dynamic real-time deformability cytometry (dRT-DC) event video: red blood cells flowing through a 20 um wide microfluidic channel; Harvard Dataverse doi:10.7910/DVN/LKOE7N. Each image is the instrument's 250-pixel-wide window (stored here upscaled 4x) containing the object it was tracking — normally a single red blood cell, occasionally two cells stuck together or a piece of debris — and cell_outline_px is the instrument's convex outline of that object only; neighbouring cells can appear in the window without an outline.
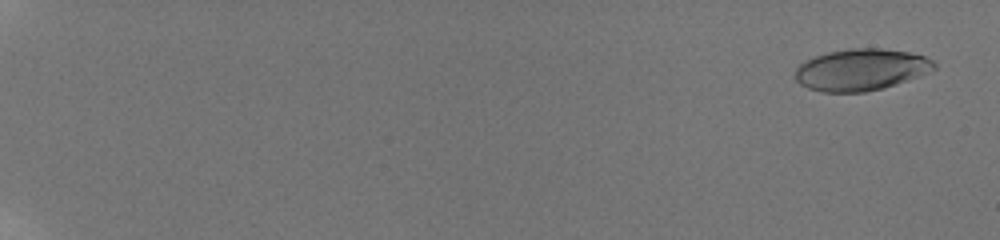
{"species": "human", "species_latin": "Homo sapiens", "temperature_condition": "room temperature", "stored_images_in_passage": 59, "camera_frame_rate_fps": 3000, "um_per_image_px": 0.085, "donor": {"sex": "male"}, "frame": {"image": 1, "passage_image": 3, "time_ms": 0.667, "image_size_px": [1000, 240], "cell_outline_px": [[936, 68], [896, 84], [884, 88], [864, 92], [824, 92], [808, 88], [800, 84], [796, 80], [796, 68], [804, 60], [812, 56], [828, 52], [852, 48], [880, 48], [908, 52], [924, 56], [932, 60], [936, 64]], "centroid_in_image_um": [73.15, 5.92], "position_along_channel_um": 11.9, "area_um2": 33.58}}
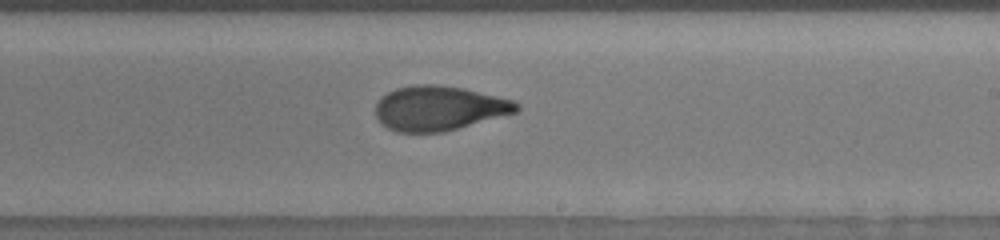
{"frame": {"image": 2, "passage_image": 40, "time_ms": 13.0, "image_size_px": [1000, 240], "cell_outline_px": [[520, 108], [516, 112], [444, 132], [396, 132], [380, 124], [376, 116], [376, 104], [388, 92], [396, 88], [412, 84], [436, 84], [464, 88], [512, 100], [520, 104]], "centroid_in_image_um": [37.3, 9.2], "position_along_channel_um": 251.7, "area_um2": 36.59}}
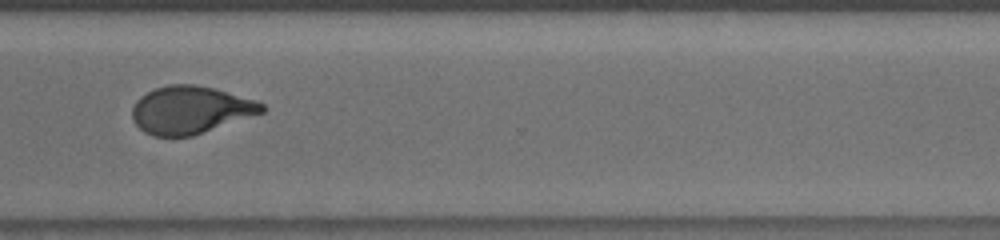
{"frame": {"image": 3, "passage_image": 48, "time_ms": 15.667, "image_size_px": [1000, 240], "cell_outline_px": [[264, 112], [192, 136], [152, 136], [144, 132], [132, 120], [132, 108], [136, 100], [140, 96], [156, 88], [168, 84], [192, 84], [212, 88], [256, 100], [264, 104]], "centroid_in_image_um": [16.16, 9.34], "position_along_channel_um": 354.4, "area_um2": 35.78}, "authors_computed_cell_mechanics": {"area_um2": 35.8938, "velocity_mm_per_s": 3.8486, "shape_relaxation_time_tau1_ms": 5.1973, "shape_relaxation_time_tau2_ms": 1.0705, "deformation_change_tau1": 0.2259, "deformation_change_tau2": 0.0696}}